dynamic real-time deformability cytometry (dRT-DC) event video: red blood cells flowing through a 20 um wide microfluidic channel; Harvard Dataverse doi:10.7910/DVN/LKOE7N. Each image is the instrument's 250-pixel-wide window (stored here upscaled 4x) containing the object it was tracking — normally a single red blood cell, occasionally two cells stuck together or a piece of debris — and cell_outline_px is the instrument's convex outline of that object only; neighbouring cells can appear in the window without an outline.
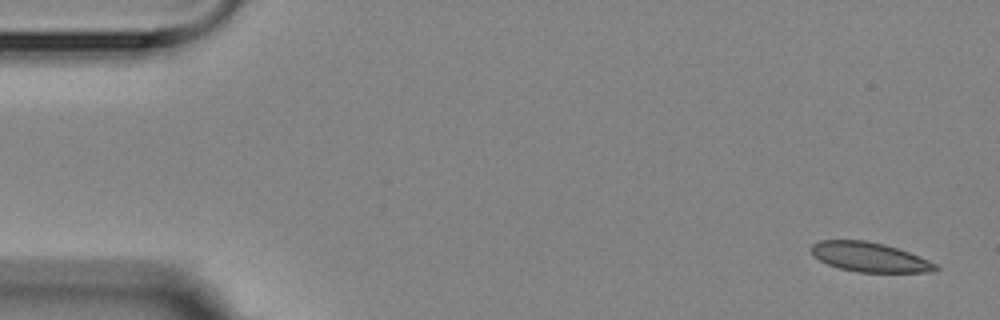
{"species": "Egyptian fruit bat (a non-hibernating species)", "species_latin": "Rousettus aegyptiacus", "temperature_condition": "room temperature", "stored_images_in_passage": 4, "camera_frame_rate_fps": 3000, "um_per_image_px": 0.085, "animal": {"sex": "female"}, "frame": {"image": 1, "passage_image": 1, "time_ms": 0.0, "image_size_px": [1000, 320], "cell_outline_px": [[940, 268], [936, 272], [860, 272], [840, 268], [828, 264], [812, 256], [808, 248], [812, 244], [820, 240], [864, 240], [884, 244], [908, 252], [928, 260], [936, 264]], "centroid_in_image_um": [73.88, 21.85], "position_along_channel_um": 11.1, "area_um2": 21.39}}
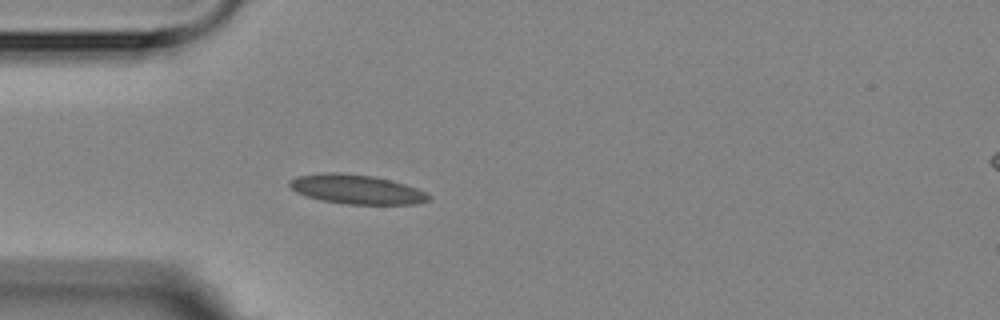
{"frame": {"image": 2, "passage_image": 4, "time_ms": 4.333, "image_size_px": [1000, 320], "cell_outline_px": [[432, 196], [428, 200], [416, 204], [348, 204], [320, 200], [296, 192], [288, 184], [288, 180], [296, 176], [324, 172], [344, 172], [376, 176], [392, 180], [416, 188]], "centroid_in_image_um": [30.28, 16.07], "position_along_channel_um": 54.7, "area_um2": 23.93}}